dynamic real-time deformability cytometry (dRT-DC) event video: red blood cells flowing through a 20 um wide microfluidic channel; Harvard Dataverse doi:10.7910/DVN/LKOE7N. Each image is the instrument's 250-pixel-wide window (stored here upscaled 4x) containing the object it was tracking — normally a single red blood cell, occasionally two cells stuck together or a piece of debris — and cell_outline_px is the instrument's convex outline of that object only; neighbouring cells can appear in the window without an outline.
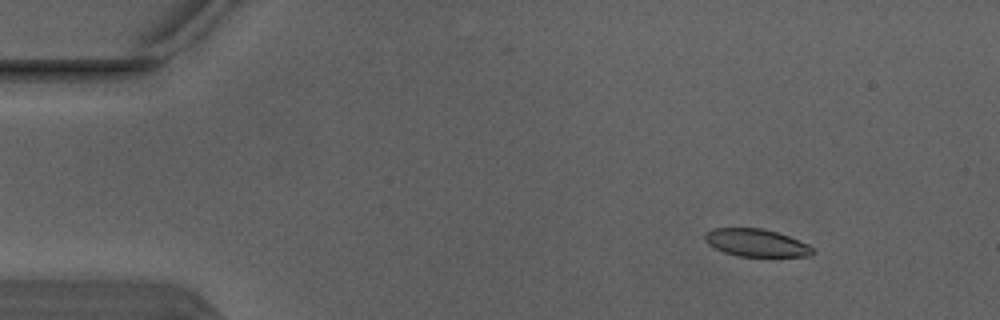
{"species": "Egyptian fruit bat (a non-hibernating species)", "species_latin": "Rousettus aegyptiacus", "temperature_condition": "warm", "stored_images_in_passage": 4, "camera_frame_rate_fps": 3000, "um_per_image_px": 0.085, "animal": {"sex": "male"}, "frame": {"image": 1, "passage_image": 2, "time_ms": 0.333, "image_size_px": [1000, 320], "cell_outline_px": [[816, 252], [812, 256], [740, 256], [724, 252], [708, 244], [704, 240], [704, 232], [712, 228], [760, 228], [776, 232], [788, 236], [808, 244]], "centroid_in_image_um": [64.26, 20.63], "position_along_channel_um": 20.7, "area_um2": 17.28}}
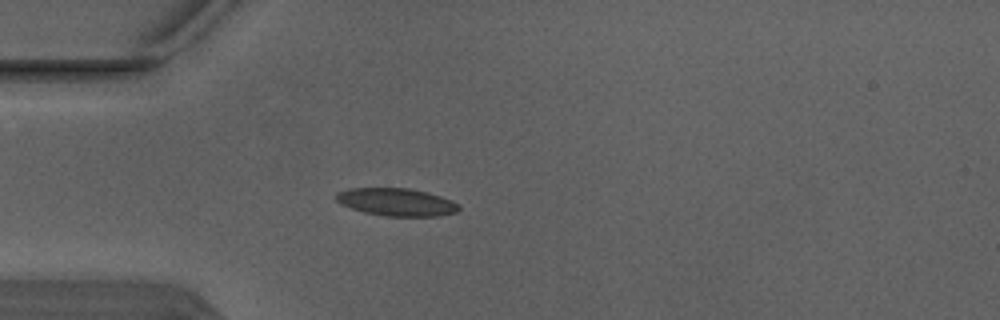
{"frame": {"image": 2, "passage_image": 4, "time_ms": 1.0, "image_size_px": [1000, 320], "cell_outline_px": [[460, 208], [456, 212], [436, 216], [384, 216], [364, 212], [352, 208], [336, 200], [336, 192], [348, 188], [408, 188], [440, 196], [452, 200], [460, 204]], "centroid_in_image_um": [33.71, 17.17], "position_along_channel_um": 51.3, "area_um2": 19.65}}